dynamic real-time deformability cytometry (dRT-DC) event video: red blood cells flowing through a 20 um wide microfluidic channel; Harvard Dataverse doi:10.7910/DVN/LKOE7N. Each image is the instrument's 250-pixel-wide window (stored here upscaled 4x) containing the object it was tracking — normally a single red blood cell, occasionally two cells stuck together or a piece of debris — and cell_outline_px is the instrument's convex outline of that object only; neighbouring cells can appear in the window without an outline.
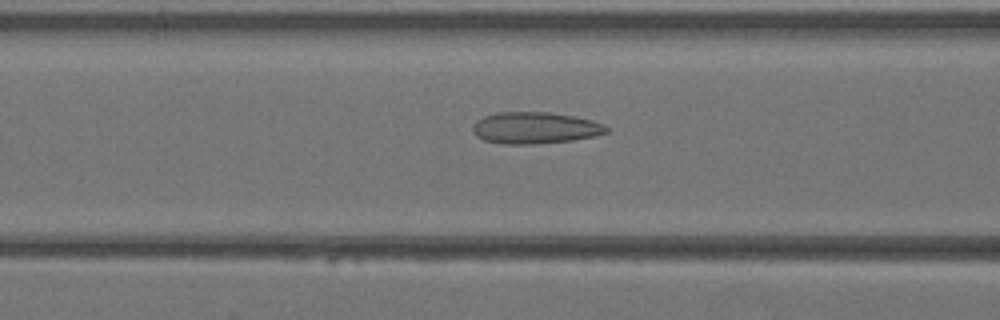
{"species": "Egyptian fruit bat (a non-hibernating species)", "species_latin": "Rousettus aegyptiacus", "temperature_condition": "warm", "stored_images_in_passage": 33, "camera_frame_rate_fps": 3000, "um_per_image_px": 0.085, "animal": {"sex": "female"}, "frame": {"image": 1, "passage_image": 12, "time_ms": 3.667, "image_size_px": [1000, 320], "cell_outline_px": [[608, 132], [596, 136], [572, 140], [536, 144], [504, 144], [484, 140], [476, 136], [472, 132], [472, 128], [476, 120], [484, 116], [500, 112], [548, 112], [576, 116], [592, 120], [604, 124], [608, 128]], "centroid_in_image_um": [45.49, 10.87], "position_along_channel_um": 121.1, "area_um2": 24.8}}
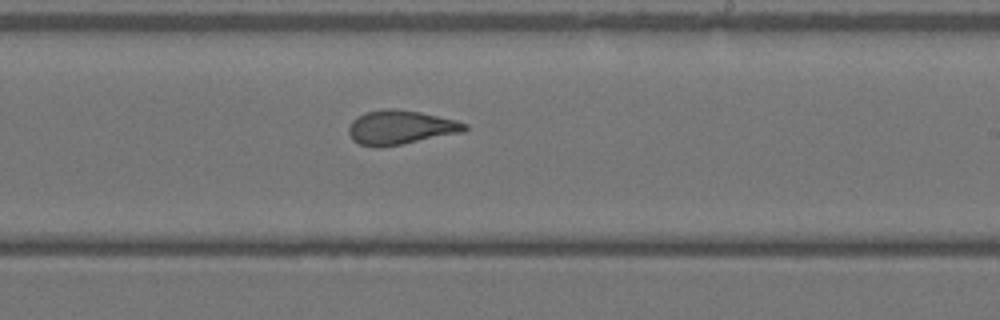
{"frame": {"image": 2, "passage_image": 20, "time_ms": 6.333, "image_size_px": [1000, 320], "cell_outline_px": [[468, 128], [464, 132], [380, 148], [376, 148], [360, 144], [352, 140], [348, 132], [348, 128], [352, 120], [356, 116], [364, 112], [384, 108], [396, 108], [420, 112], [456, 120], [468, 124]], "centroid_in_image_um": [34.01, 10.82], "position_along_channel_um": 255.0, "area_um2": 23.35}}
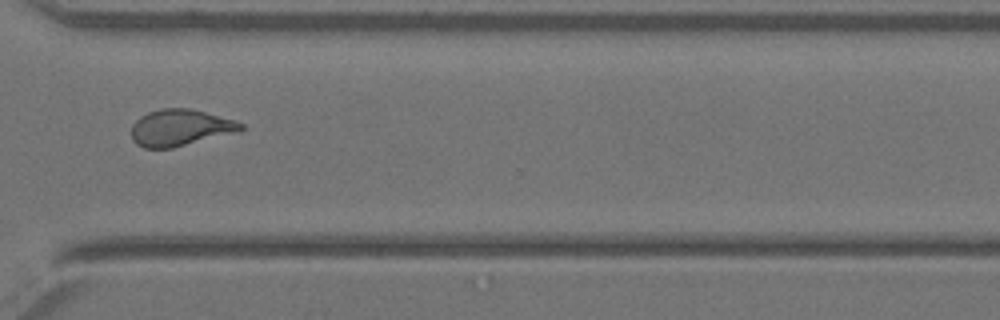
{"frame": {"image": 3, "passage_image": 26, "time_ms": 8.333, "image_size_px": [1000, 320], "cell_outline_px": [[244, 128], [240, 132], [172, 148], [144, 148], [136, 144], [132, 140], [132, 124], [140, 116], [148, 112], [164, 108], [192, 108], [232, 120], [244, 124]], "centroid_in_image_um": [15.32, 10.86], "position_along_channel_um": 355.3, "area_um2": 23.41}}